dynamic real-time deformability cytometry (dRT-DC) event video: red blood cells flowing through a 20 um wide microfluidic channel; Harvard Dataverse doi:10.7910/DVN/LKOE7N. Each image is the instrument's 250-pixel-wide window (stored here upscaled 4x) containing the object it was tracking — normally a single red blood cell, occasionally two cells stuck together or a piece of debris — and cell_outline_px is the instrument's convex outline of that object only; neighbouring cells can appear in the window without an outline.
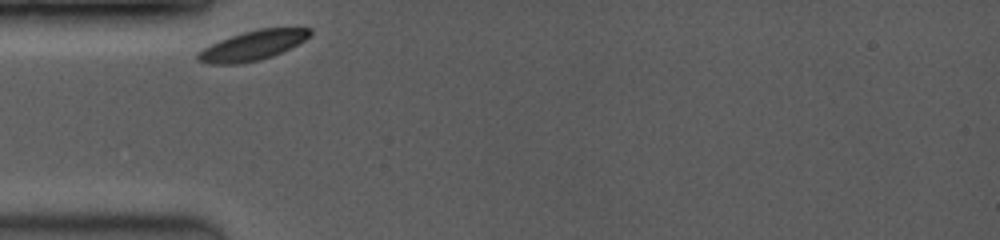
{"species": "common noctule bat (a hibernating species)", "species_latin": "Nyctalus noctula", "temperature_condition": "room temperature", "stored_images_in_passage": 9, "camera_frame_rate_fps": 3500, "um_per_image_px": 0.085, "animal": {"sex": "female", "body_mass_g": 19.0, "forearm_length_mm": 53.3}, "frame": {"image": 1, "passage_image": 1, "time_ms": 0.0, "image_size_px": [1000, 240], "cell_outline_px": [[312, 32], [304, 40], [272, 56], [260, 60], [240, 64], [208, 64], [196, 60], [196, 52], [220, 40], [244, 32], [260, 28], [312, 28]], "centroid_in_image_um": [21.42, 3.88], "position_along_channel_um": 63.6, "area_um2": 19.13}}
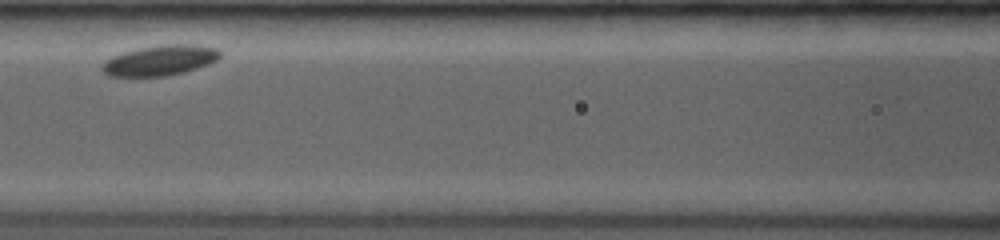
{"frame": {"image": 2, "passage_image": 6, "time_ms": 2.571, "image_size_px": [1000, 240], "cell_outline_px": [[220, 56], [216, 60], [208, 64], [184, 72], [164, 76], [108, 76], [100, 68], [100, 64], [104, 60], [112, 56], [136, 48], [160, 44], [192, 44], [220, 48]], "centroid_in_image_um": [13.57, 5.11], "position_along_channel_um": 153.0, "area_um2": 21.04}}
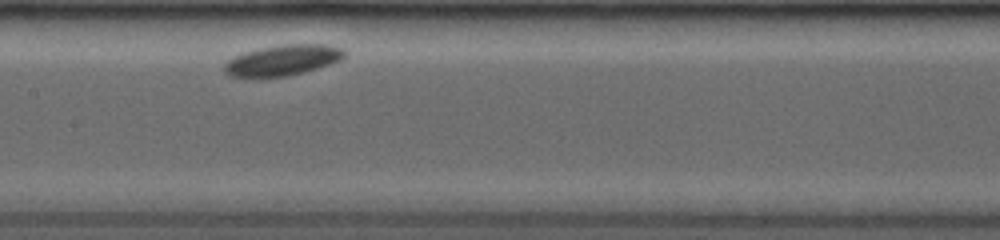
{"frame": {"image": 3, "passage_image": 8, "time_ms": 3.429, "image_size_px": [1000, 240], "cell_outline_px": [[348, 52], [340, 60], [304, 72], [288, 76], [228, 76], [224, 72], [224, 64], [228, 60], [244, 52], [260, 48], [280, 44], [328, 44], [344, 48]], "centroid_in_image_um": [24.07, 5.09], "position_along_channel_um": 183.3, "area_um2": 21.33}}